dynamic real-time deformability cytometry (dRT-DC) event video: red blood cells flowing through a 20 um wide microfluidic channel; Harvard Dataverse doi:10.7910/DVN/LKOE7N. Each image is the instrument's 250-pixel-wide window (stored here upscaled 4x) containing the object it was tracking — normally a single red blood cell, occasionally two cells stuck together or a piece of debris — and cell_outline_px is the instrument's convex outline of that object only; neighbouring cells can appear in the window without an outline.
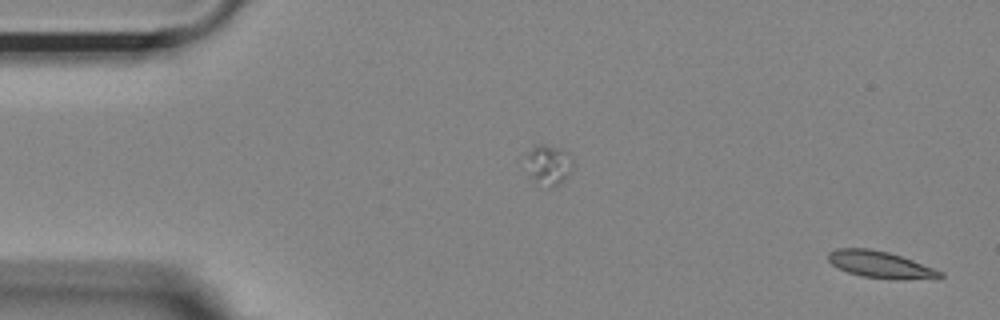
{"species": "Egyptian fruit bat (a non-hibernating species)", "species_latin": "Rousettus aegyptiacus", "temperature_condition": "room temperature", "stored_images_in_passage": 54, "camera_frame_rate_fps": 3000, "um_per_image_px": 0.085, "animal": {"sex": "female"}, "frame": {"image": 1, "passage_image": 1, "time_ms": 0.0, "image_size_px": [1000, 320], "cell_outline_px": [[944, 276], [940, 280], [936, 280], [860, 276], [848, 272], [832, 264], [828, 260], [828, 252], [836, 248], [868, 248], [888, 252], [912, 260], [944, 272]], "centroid_in_image_um": [74.88, 22.48], "position_along_channel_um": 10.1, "area_um2": 17.28}}
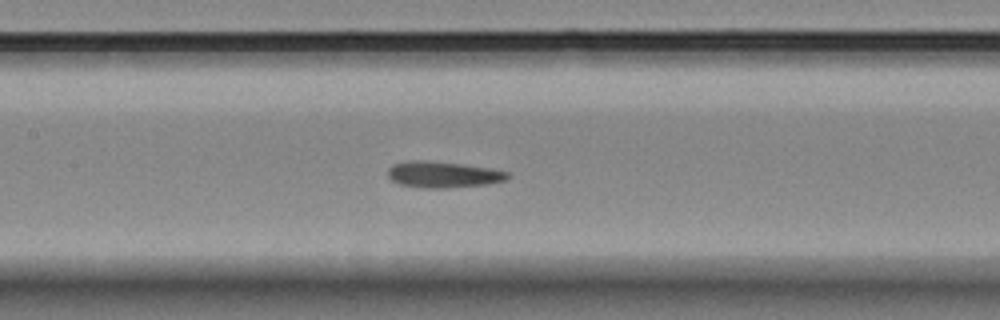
{"frame": {"image": 2, "passage_image": 24, "time_ms": 7.667, "image_size_px": [1000, 320], "cell_outline_px": [[512, 176], [508, 180], [488, 184], [448, 188], [424, 188], [400, 184], [392, 180], [388, 176], [388, 168], [392, 164], [408, 160], [424, 160], [460, 164], [492, 168], [508, 172]], "centroid_in_image_um": [37.69, 14.83], "position_along_channel_um": 169.7, "area_um2": 18.5}}
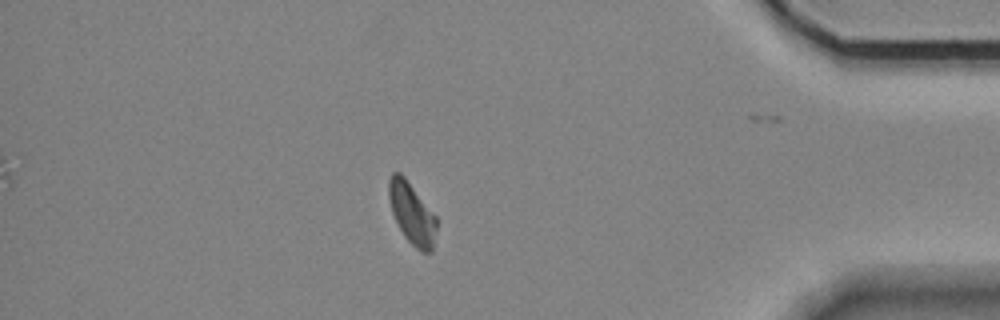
{"frame": {"image": 3, "passage_image": 46, "time_ms": 15.0, "image_size_px": [1000, 320], "cell_outline_px": [[436, 228], [432, 252], [420, 252], [404, 236], [392, 212], [388, 196], [388, 180], [392, 172], [400, 172], [404, 176], [436, 216]], "centroid_in_image_um": [35.0, 18.12], "position_along_channel_um": 400.2, "area_um2": 16.94}, "authors_computed_cell_mechanics": {"area_um2": 17.6868, "velocity_mm_per_s": 3.6641, "shape_relaxation_time_tau1_ms": null, "shape_relaxation_time_tau2_ms": 4.636, "deformation_change_tau1": null, "deformation_change_tau2": 0.0696}}